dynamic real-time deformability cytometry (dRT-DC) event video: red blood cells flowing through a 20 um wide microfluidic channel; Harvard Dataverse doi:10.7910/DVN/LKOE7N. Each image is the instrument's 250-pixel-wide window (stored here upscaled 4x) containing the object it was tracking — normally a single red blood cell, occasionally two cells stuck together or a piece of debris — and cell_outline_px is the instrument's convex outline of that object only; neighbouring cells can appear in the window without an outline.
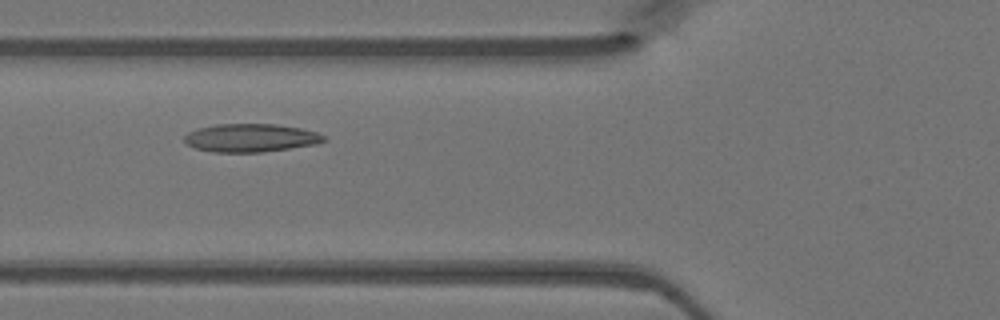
{"species": "Egyptian fruit bat (a non-hibernating species)", "species_latin": "Rousettus aegyptiacus", "temperature_condition": "warm", "stored_images_in_passage": 40, "camera_frame_rate_fps": 3000, "um_per_image_px": 0.085, "animal": {"sex": "female"}, "frame": {"image": 1, "passage_image": 13, "time_ms": 4.0, "image_size_px": [1000, 320], "cell_outline_px": [[328, 140], [316, 144], [260, 152], [212, 152], [196, 148], [188, 144], [184, 140], [184, 136], [188, 132], [200, 128], [216, 124], [276, 124], [300, 128], [316, 132], [324, 136]], "centroid_in_image_um": [21.31, 11.71], "position_along_channel_um": 104.5, "area_um2": 22.72}}
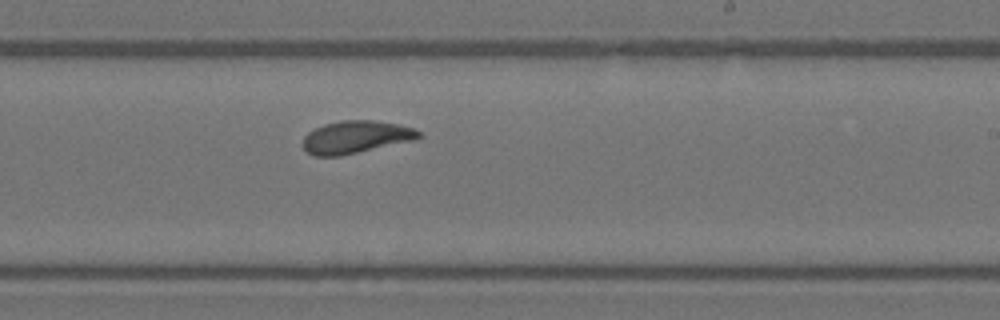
{"frame": {"image": 2, "passage_image": 24, "time_ms": 7.667, "image_size_px": [1000, 320], "cell_outline_px": [[424, 136], [416, 140], [340, 156], [316, 156], [308, 152], [300, 144], [304, 136], [308, 132], [324, 124], [340, 120], [372, 120], [396, 124], [412, 128], [420, 132]], "centroid_in_image_um": [30.23, 11.65], "position_along_channel_um": 258.8, "area_um2": 22.08}}
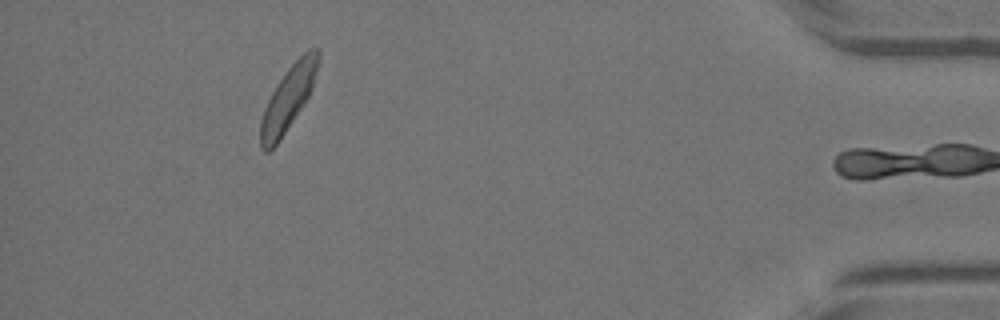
{"frame": {"image": 3, "passage_image": 39, "time_ms": 12.667, "image_size_px": [1000, 320], "cell_outline_px": [[320, 56], [312, 88], [304, 104], [276, 144], [268, 152], [264, 152], [260, 148], [260, 120], [264, 108], [276, 84], [288, 68], [308, 48], [320, 48]], "centroid_in_image_um": [24.49, 8.35], "position_along_channel_um": 410.7, "area_um2": 21.33}}